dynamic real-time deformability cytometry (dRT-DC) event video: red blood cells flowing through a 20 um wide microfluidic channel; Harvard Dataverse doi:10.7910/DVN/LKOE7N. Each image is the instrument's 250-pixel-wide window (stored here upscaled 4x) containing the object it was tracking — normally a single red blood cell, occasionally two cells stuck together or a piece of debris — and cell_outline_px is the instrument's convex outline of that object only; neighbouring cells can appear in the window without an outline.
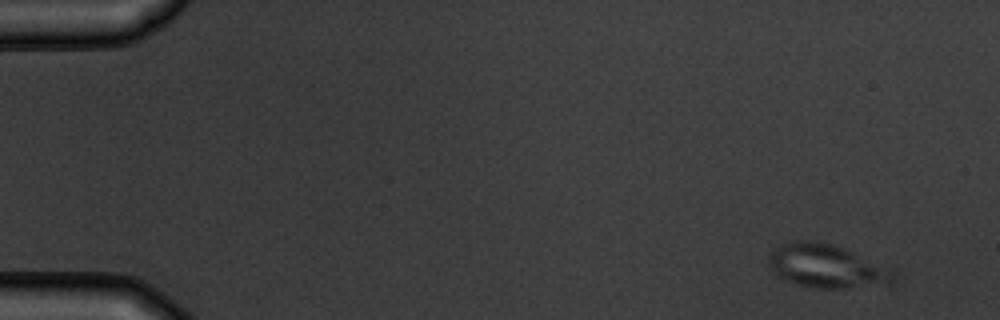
{"species": "common noctule bat (a hibernating species)", "species_latin": "Nyctalus noctula", "temperature_condition": "warm", "stored_images_in_passage": 9, "camera_frame_rate_fps": 3000, "um_per_image_px": 0.085, "animal": {"sex": "male", "body_mass_g": 19.5, "forearm_length_mm": 54.6}, "frame": {"image": 1, "passage_image": 1, "time_ms": 0.0, "image_size_px": [1000, 320], "cell_outline_px": [[896, 272], [892, 284], [844, 288], [812, 288], [796, 284], [772, 272], [768, 264], [768, 252], [780, 244], [792, 240], [808, 240], [832, 244], [844, 248], [888, 268]], "centroid_in_image_um": [70.21, 22.62], "position_along_channel_um": 14.8, "area_um2": 31.67}}